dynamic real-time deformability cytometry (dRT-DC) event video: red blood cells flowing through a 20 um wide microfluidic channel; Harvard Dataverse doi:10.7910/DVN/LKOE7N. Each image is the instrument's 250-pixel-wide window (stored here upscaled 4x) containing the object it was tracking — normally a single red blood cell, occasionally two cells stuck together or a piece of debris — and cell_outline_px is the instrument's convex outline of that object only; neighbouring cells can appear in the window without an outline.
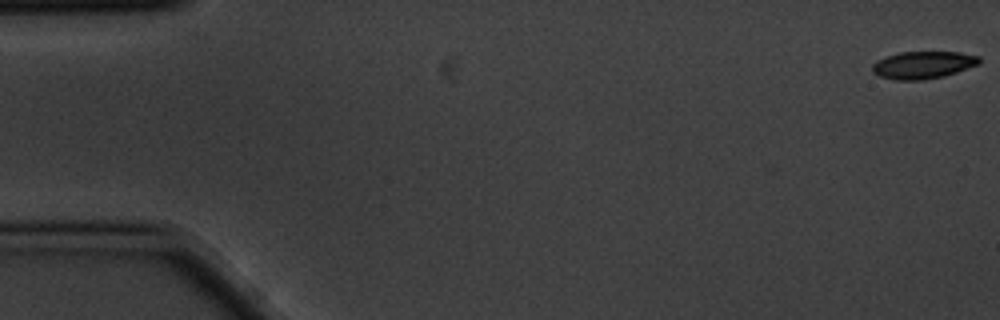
{"species": "common noctule bat (a hibernating species)", "species_latin": "Nyctalus noctula", "temperature_condition": "cold", "stored_images_in_passage": 6, "camera_frame_rate_fps": 3000, "um_per_image_px": 0.085, "animal": {"sex": "male", "body_mass_g": 20.1, "forearm_length_mm": 53.5}, "frame": {"image": 1, "passage_image": 1, "time_ms": 0.0, "image_size_px": [1000, 320], "cell_outline_px": [[980, 64], [944, 76], [924, 80], [896, 80], [880, 76], [872, 72], [872, 64], [876, 60], [900, 52], [960, 52], [980, 56]], "centroid_in_image_um": [78.47, 5.52], "position_along_channel_um": 6.5, "area_um2": 17.11}}
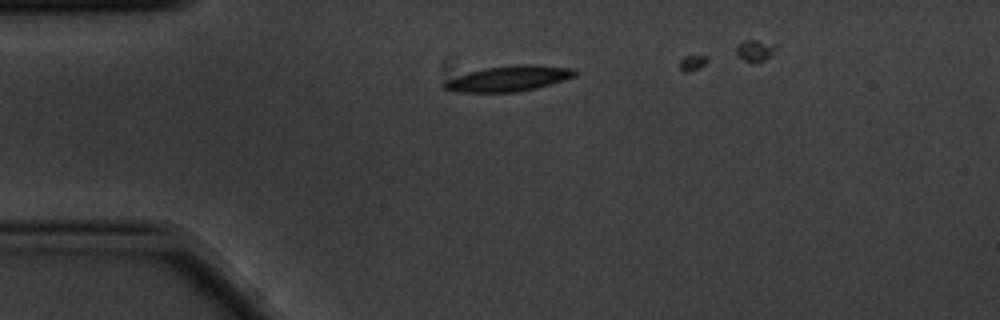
{"frame": {"image": 2, "passage_image": 6, "time_ms": 1.667, "image_size_px": [1000, 320], "cell_outline_px": [[576, 76], [536, 88], [516, 92], [456, 92], [444, 88], [440, 84], [444, 80], [468, 72], [484, 68], [516, 64], [532, 64], [576, 68]], "centroid_in_image_um": [43.21, 6.67], "position_along_channel_um": 41.8, "area_um2": 19.59}}